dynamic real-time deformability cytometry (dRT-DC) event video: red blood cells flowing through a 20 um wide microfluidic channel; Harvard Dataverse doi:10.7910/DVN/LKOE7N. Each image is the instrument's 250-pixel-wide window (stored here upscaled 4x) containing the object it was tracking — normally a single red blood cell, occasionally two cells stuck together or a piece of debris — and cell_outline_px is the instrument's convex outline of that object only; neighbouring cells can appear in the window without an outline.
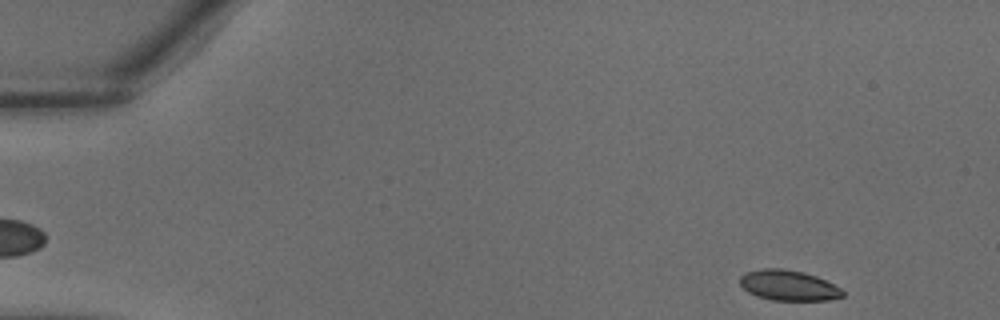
{"species": "common noctule bat (a hibernating species)", "species_latin": "Nyctalus noctula", "temperature_condition": "warm", "stored_images_in_passage": 35, "camera_frame_rate_fps": 3000, "um_per_image_px": 0.085, "animal": {"sex": "male", "body_mass_g": 18.8}, "frame": {"image": 1, "passage_image": 2, "time_ms": 0.333, "image_size_px": [1000, 320], "cell_outline_px": [[844, 296], [828, 300], [772, 300], [756, 296], [748, 292], [740, 284], [740, 276], [744, 272], [764, 268], [784, 268], [804, 272], [816, 276], [840, 288], [844, 292]], "centroid_in_image_um": [66.99, 24.25], "position_along_channel_um": 18.0, "area_um2": 18.21}}
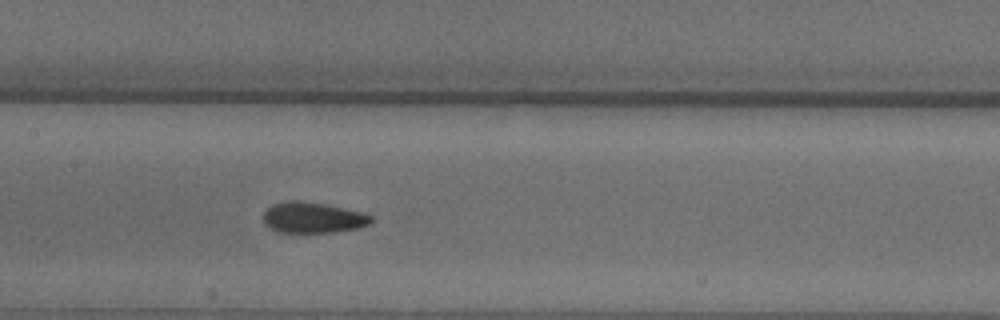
{"frame": {"image": 2, "passage_image": 17, "time_ms": 5.333, "image_size_px": [1000, 320], "cell_outline_px": [[372, 220], [368, 224], [356, 228], [332, 232], [276, 232], [264, 224], [264, 212], [272, 204], [284, 200], [300, 200], [328, 204], [360, 212], [372, 216]], "centroid_in_image_um": [26.54, 18.48], "position_along_channel_um": 180.9, "area_um2": 19.36}}
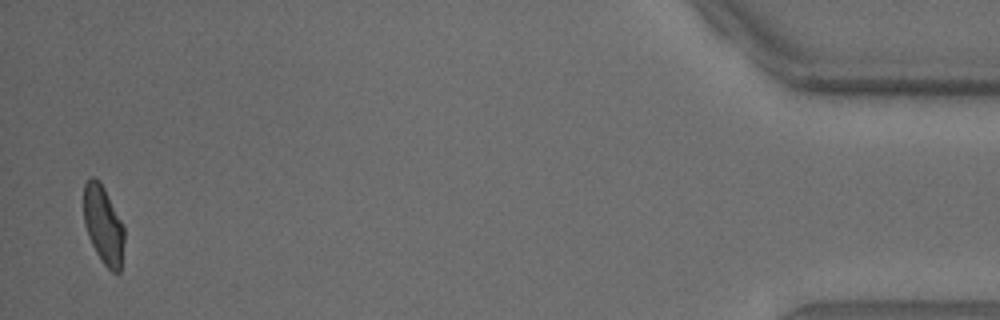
{"frame": {"image": 3, "passage_image": 35, "time_ms": 11.333, "image_size_px": [1000, 320], "cell_outline_px": [[124, 240], [120, 272], [112, 272], [104, 264], [96, 252], [88, 236], [84, 224], [84, 184], [88, 176], [96, 176], [100, 180], [124, 224]], "centroid_in_image_um": [8.78, 19.06], "position_along_channel_um": 426.4, "area_um2": 18.73}}